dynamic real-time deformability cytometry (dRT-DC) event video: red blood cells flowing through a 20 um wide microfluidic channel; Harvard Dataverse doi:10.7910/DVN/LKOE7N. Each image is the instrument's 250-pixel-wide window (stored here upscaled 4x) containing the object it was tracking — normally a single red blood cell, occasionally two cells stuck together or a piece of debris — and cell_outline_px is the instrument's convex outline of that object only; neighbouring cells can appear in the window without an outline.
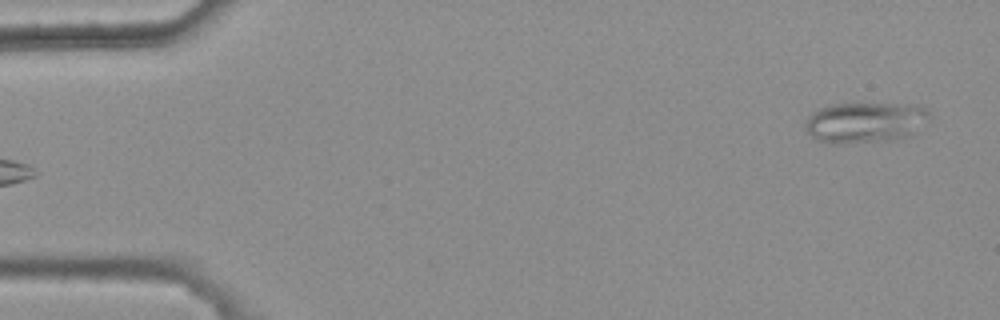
{"species": "common noctule bat (a hibernating species)", "species_latin": "Nyctalus noctula", "temperature_condition": "warm", "stored_images_in_passage": 9, "camera_frame_rate_fps": 3000, "um_per_image_px": 0.085, "animal": {"sex": "female", "body_mass_g": 25.1}, "frame": {"image": 1, "passage_image": 1, "time_ms": 0.0, "image_size_px": [1000, 320], "cell_outline_px": [[928, 116], [916, 132], [912, 136], [896, 140], [844, 144], [832, 144], [816, 140], [808, 132], [804, 124], [808, 116], [812, 112], [820, 108], [832, 104], [924, 104], [928, 112]], "centroid_in_image_um": [73.54, 10.42], "position_along_channel_um": 11.5, "area_um2": 29.82}}
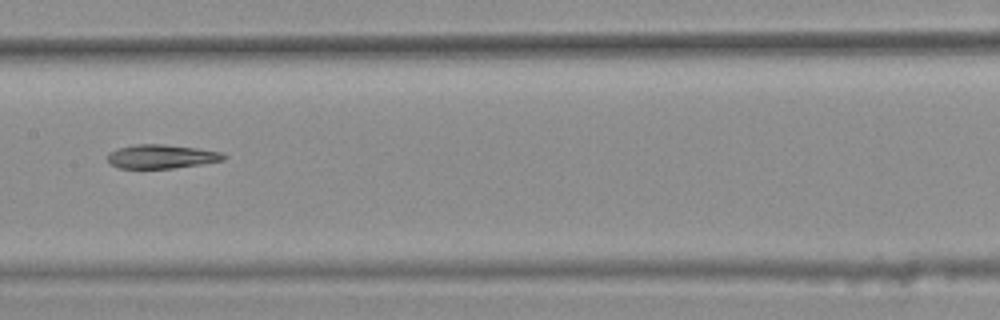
{"frame": {"image": 2, "passage_image": 7, "time_ms": 2.0, "image_size_px": [1000, 320], "cell_outline_px": [[228, 156], [224, 160], [200, 164], [172, 168], [120, 168], [112, 164], [108, 160], [108, 152], [116, 148], [136, 144], [164, 144], [196, 148], [224, 152]], "centroid_in_image_um": [13.74, 13.29], "position_along_channel_um": 193.7, "area_um2": 16.18}}
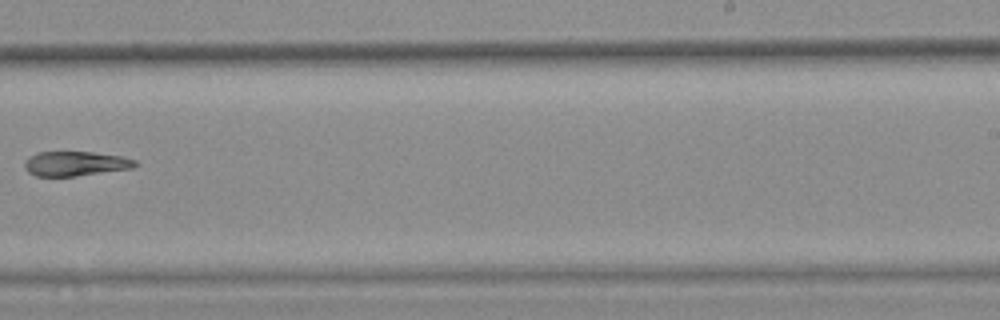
{"frame": {"image": 3, "passage_image": 9, "time_ms": 2.667, "image_size_px": [1000, 320], "cell_outline_px": [[136, 164], [132, 168], [76, 176], [36, 176], [28, 172], [24, 168], [24, 164], [28, 156], [40, 152], [92, 152], [120, 156], [136, 160]], "centroid_in_image_um": [6.37, 13.91], "position_along_channel_um": 282.6, "area_um2": 15.72}}